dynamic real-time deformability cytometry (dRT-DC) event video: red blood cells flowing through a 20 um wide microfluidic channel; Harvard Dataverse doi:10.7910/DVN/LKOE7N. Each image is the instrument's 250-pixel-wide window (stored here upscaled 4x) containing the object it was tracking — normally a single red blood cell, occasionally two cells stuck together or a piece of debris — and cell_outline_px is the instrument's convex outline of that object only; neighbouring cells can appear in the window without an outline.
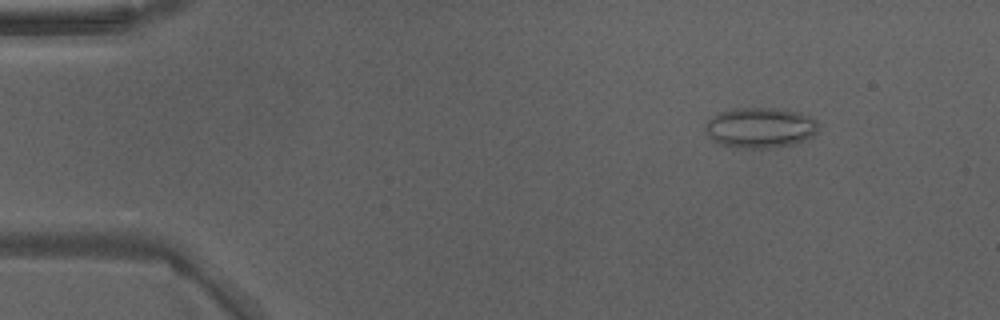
{"species": "Egyptian fruit bat (a non-hibernating species)", "species_latin": "Rousettus aegyptiacus", "temperature_condition": "warm", "stored_images_in_passage": 43, "camera_frame_rate_fps": 3000, "um_per_image_px": 0.085, "animal": {"sex": "male"}, "frame": {"image": 1, "passage_image": 1, "time_ms": 0.0, "image_size_px": [1000, 320], "cell_outline_px": [[820, 132], [804, 140], [788, 144], [768, 148], [736, 148], [720, 144], [712, 140], [708, 136], [704, 128], [704, 124], [708, 120], [720, 112], [740, 108], [776, 108], [796, 112], [812, 116], [816, 120]], "centroid_in_image_um": [64.61, 10.86], "position_along_channel_um": 20.4, "area_um2": 26.65}}
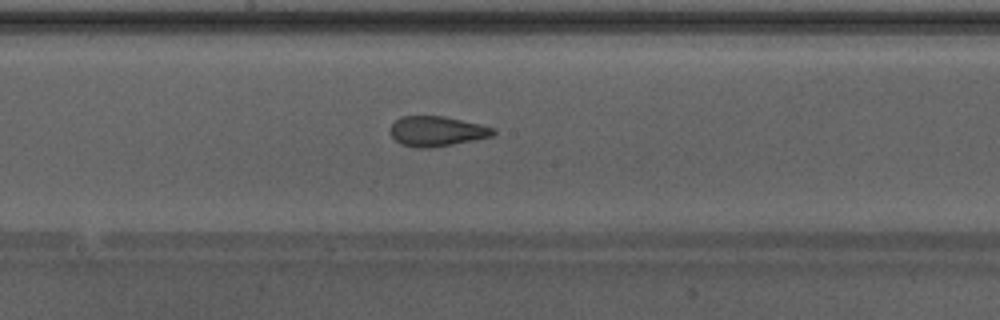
{"frame": {"image": 2, "passage_image": 21, "time_ms": 6.667, "image_size_px": [1000, 320], "cell_outline_px": [[496, 132], [492, 136], [452, 144], [428, 148], [416, 148], [400, 144], [392, 136], [392, 124], [396, 120], [404, 116], [444, 116], [480, 124], [496, 128]], "centroid_in_image_um": [37.15, 11.15], "position_along_channel_um": 211.1, "area_um2": 17.8}}
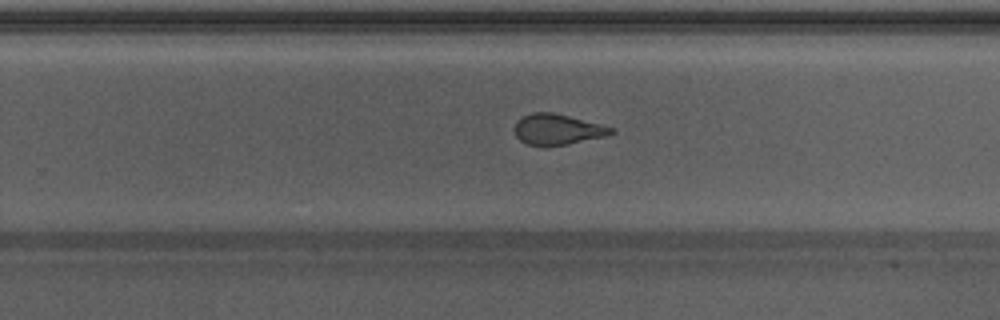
{"frame": {"image": 3, "passage_image": 26, "time_ms": 8.333, "image_size_px": [1000, 320], "cell_outline_px": [[616, 132], [608, 136], [568, 144], [528, 144], [520, 140], [516, 136], [516, 120], [532, 112], [552, 112], [616, 128]], "centroid_in_image_um": [47.45, 10.98], "position_along_channel_um": 282.4, "area_um2": 16.94}, "authors_computed_cell_mechanics": {"area_um2": 18.9584, "velocity_mm_per_s": 4.3057, "shape_relaxation_time_tau1_ms": 9.3678, "shape_relaxation_time_tau2_ms": 1.2202, "deformation_change_tau1": 0.2056, "deformation_change_tau2": 0.0829}}